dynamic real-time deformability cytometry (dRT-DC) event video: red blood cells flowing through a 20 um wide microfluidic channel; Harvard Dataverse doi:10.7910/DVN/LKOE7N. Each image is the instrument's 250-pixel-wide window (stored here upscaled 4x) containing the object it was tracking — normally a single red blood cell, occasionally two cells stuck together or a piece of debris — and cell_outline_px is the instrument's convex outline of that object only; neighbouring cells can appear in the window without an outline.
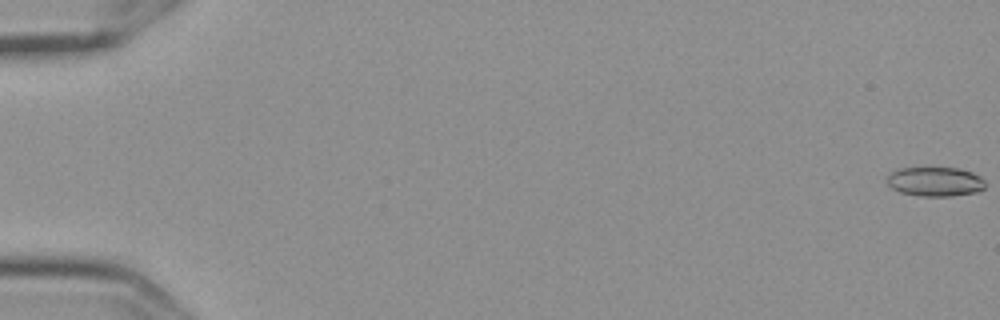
{"species": "Egyptian fruit bat (a non-hibernating species)", "species_latin": "Rousettus aegyptiacus", "temperature_condition": "cold", "stored_images_in_passage": 58, "camera_frame_rate_fps": 3000, "um_per_image_px": 0.085, "frame": {"image": 1, "passage_image": 1, "time_ms": 0.0, "image_size_px": [1000, 320], "cell_outline_px": [[984, 188], [976, 192], [952, 196], [916, 196], [900, 192], [892, 188], [888, 184], [888, 176], [892, 172], [900, 168], [960, 168], [972, 172], [980, 176], [984, 180]], "centroid_in_image_um": [79.5, 15.44], "position_along_channel_um": 5.5, "area_um2": 16.76}}
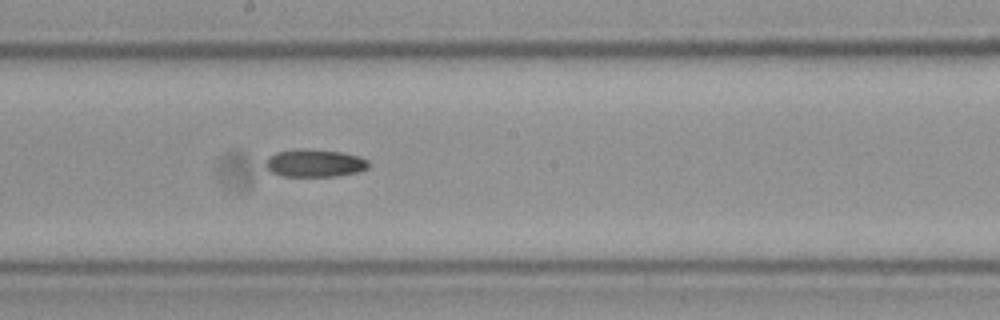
{"frame": {"image": 2, "passage_image": 33, "time_ms": 10.667, "image_size_px": [1000, 320], "cell_outline_px": [[372, 164], [368, 168], [356, 172], [336, 176], [284, 176], [272, 172], [264, 164], [264, 160], [268, 156], [276, 152], [296, 148], [304, 148], [340, 152], [360, 156], [368, 160]], "centroid_in_image_um": [26.74, 13.85], "position_along_channel_um": 221.5, "area_um2": 16.82}}
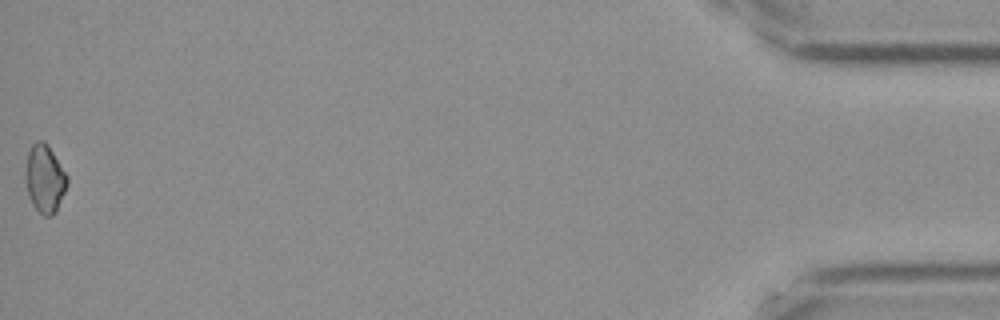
{"frame": {"image": 3, "passage_image": 58, "time_ms": 19.0, "image_size_px": [1000, 320], "cell_outline_px": [[68, 184], [56, 212], [52, 216], [44, 216], [32, 204], [28, 192], [24, 176], [28, 152], [32, 144], [36, 140], [44, 140], [48, 144], [68, 176]], "centroid_in_image_um": [3.81, 15.17], "position_along_channel_um": 431.4, "area_um2": 16.65}}